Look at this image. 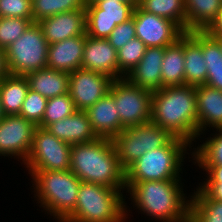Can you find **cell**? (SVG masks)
<instances>
[{"mask_svg":"<svg viewBox=\"0 0 222 222\" xmlns=\"http://www.w3.org/2000/svg\"><path fill=\"white\" fill-rule=\"evenodd\" d=\"M187 33L202 47L207 67L205 85L222 91V48L219 41L207 31Z\"/></svg>","mask_w":222,"mask_h":222,"instance_id":"cell-22","label":"cell"},{"mask_svg":"<svg viewBox=\"0 0 222 222\" xmlns=\"http://www.w3.org/2000/svg\"><path fill=\"white\" fill-rule=\"evenodd\" d=\"M207 172L206 181L204 183H222V166H199Z\"/></svg>","mask_w":222,"mask_h":222,"instance_id":"cell-39","label":"cell"},{"mask_svg":"<svg viewBox=\"0 0 222 222\" xmlns=\"http://www.w3.org/2000/svg\"><path fill=\"white\" fill-rule=\"evenodd\" d=\"M184 34L164 49L161 76L162 88L185 84Z\"/></svg>","mask_w":222,"mask_h":222,"instance_id":"cell-24","label":"cell"},{"mask_svg":"<svg viewBox=\"0 0 222 222\" xmlns=\"http://www.w3.org/2000/svg\"><path fill=\"white\" fill-rule=\"evenodd\" d=\"M45 129L70 145L87 143L98 138L92 130L86 111L81 110L47 125Z\"/></svg>","mask_w":222,"mask_h":222,"instance_id":"cell-19","label":"cell"},{"mask_svg":"<svg viewBox=\"0 0 222 222\" xmlns=\"http://www.w3.org/2000/svg\"><path fill=\"white\" fill-rule=\"evenodd\" d=\"M164 49L165 47H147L140 62L125 78L133 85L152 92L161 89Z\"/></svg>","mask_w":222,"mask_h":222,"instance_id":"cell-17","label":"cell"},{"mask_svg":"<svg viewBox=\"0 0 222 222\" xmlns=\"http://www.w3.org/2000/svg\"><path fill=\"white\" fill-rule=\"evenodd\" d=\"M138 6L145 12L172 20L186 32L185 0H138Z\"/></svg>","mask_w":222,"mask_h":222,"instance_id":"cell-28","label":"cell"},{"mask_svg":"<svg viewBox=\"0 0 222 222\" xmlns=\"http://www.w3.org/2000/svg\"><path fill=\"white\" fill-rule=\"evenodd\" d=\"M216 134L208 138L192 153L198 166H222V128H217Z\"/></svg>","mask_w":222,"mask_h":222,"instance_id":"cell-31","label":"cell"},{"mask_svg":"<svg viewBox=\"0 0 222 222\" xmlns=\"http://www.w3.org/2000/svg\"><path fill=\"white\" fill-rule=\"evenodd\" d=\"M33 177L35 197L55 219L62 222L74 209L81 180L66 171H29Z\"/></svg>","mask_w":222,"mask_h":222,"instance_id":"cell-5","label":"cell"},{"mask_svg":"<svg viewBox=\"0 0 222 222\" xmlns=\"http://www.w3.org/2000/svg\"><path fill=\"white\" fill-rule=\"evenodd\" d=\"M70 170L84 182L126 190L125 169L121 166L111 139L71 145Z\"/></svg>","mask_w":222,"mask_h":222,"instance_id":"cell-2","label":"cell"},{"mask_svg":"<svg viewBox=\"0 0 222 222\" xmlns=\"http://www.w3.org/2000/svg\"><path fill=\"white\" fill-rule=\"evenodd\" d=\"M36 125L20 115H4L0 120V156L27 160Z\"/></svg>","mask_w":222,"mask_h":222,"instance_id":"cell-14","label":"cell"},{"mask_svg":"<svg viewBox=\"0 0 222 222\" xmlns=\"http://www.w3.org/2000/svg\"><path fill=\"white\" fill-rule=\"evenodd\" d=\"M146 48L140 39L134 38L117 51L118 79L126 77L137 66Z\"/></svg>","mask_w":222,"mask_h":222,"instance_id":"cell-32","label":"cell"},{"mask_svg":"<svg viewBox=\"0 0 222 222\" xmlns=\"http://www.w3.org/2000/svg\"><path fill=\"white\" fill-rule=\"evenodd\" d=\"M151 122L191 144L198 138L196 86H171L154 91Z\"/></svg>","mask_w":222,"mask_h":222,"instance_id":"cell-1","label":"cell"},{"mask_svg":"<svg viewBox=\"0 0 222 222\" xmlns=\"http://www.w3.org/2000/svg\"><path fill=\"white\" fill-rule=\"evenodd\" d=\"M186 32L206 31L218 17L222 0H185Z\"/></svg>","mask_w":222,"mask_h":222,"instance_id":"cell-25","label":"cell"},{"mask_svg":"<svg viewBox=\"0 0 222 222\" xmlns=\"http://www.w3.org/2000/svg\"><path fill=\"white\" fill-rule=\"evenodd\" d=\"M132 16L136 38L146 47H167L185 33L172 20L145 12L138 5L134 8Z\"/></svg>","mask_w":222,"mask_h":222,"instance_id":"cell-12","label":"cell"},{"mask_svg":"<svg viewBox=\"0 0 222 222\" xmlns=\"http://www.w3.org/2000/svg\"><path fill=\"white\" fill-rule=\"evenodd\" d=\"M134 38H136V33L134 19L132 16L129 20L117 25L108 36L107 40L118 51L128 41Z\"/></svg>","mask_w":222,"mask_h":222,"instance_id":"cell-37","label":"cell"},{"mask_svg":"<svg viewBox=\"0 0 222 222\" xmlns=\"http://www.w3.org/2000/svg\"><path fill=\"white\" fill-rule=\"evenodd\" d=\"M138 3L98 1L86 4V34L90 37L107 39L115 27L132 17Z\"/></svg>","mask_w":222,"mask_h":222,"instance_id":"cell-11","label":"cell"},{"mask_svg":"<svg viewBox=\"0 0 222 222\" xmlns=\"http://www.w3.org/2000/svg\"><path fill=\"white\" fill-rule=\"evenodd\" d=\"M198 137L207 127L222 128V91L207 85L196 86Z\"/></svg>","mask_w":222,"mask_h":222,"instance_id":"cell-21","label":"cell"},{"mask_svg":"<svg viewBox=\"0 0 222 222\" xmlns=\"http://www.w3.org/2000/svg\"><path fill=\"white\" fill-rule=\"evenodd\" d=\"M32 23L33 18L0 17V48L7 49Z\"/></svg>","mask_w":222,"mask_h":222,"instance_id":"cell-34","label":"cell"},{"mask_svg":"<svg viewBox=\"0 0 222 222\" xmlns=\"http://www.w3.org/2000/svg\"><path fill=\"white\" fill-rule=\"evenodd\" d=\"M180 180L125 182L137 209L162 222H189L190 203ZM183 192V193H182Z\"/></svg>","mask_w":222,"mask_h":222,"instance_id":"cell-3","label":"cell"},{"mask_svg":"<svg viewBox=\"0 0 222 222\" xmlns=\"http://www.w3.org/2000/svg\"><path fill=\"white\" fill-rule=\"evenodd\" d=\"M86 0H32L33 22L59 13L85 9Z\"/></svg>","mask_w":222,"mask_h":222,"instance_id":"cell-30","label":"cell"},{"mask_svg":"<svg viewBox=\"0 0 222 222\" xmlns=\"http://www.w3.org/2000/svg\"><path fill=\"white\" fill-rule=\"evenodd\" d=\"M206 31L212 36H222V8L219 11L216 20Z\"/></svg>","mask_w":222,"mask_h":222,"instance_id":"cell-40","label":"cell"},{"mask_svg":"<svg viewBox=\"0 0 222 222\" xmlns=\"http://www.w3.org/2000/svg\"><path fill=\"white\" fill-rule=\"evenodd\" d=\"M174 136L152 122L127 127L111 140L121 166L126 170L148 151L165 146Z\"/></svg>","mask_w":222,"mask_h":222,"instance_id":"cell-8","label":"cell"},{"mask_svg":"<svg viewBox=\"0 0 222 222\" xmlns=\"http://www.w3.org/2000/svg\"><path fill=\"white\" fill-rule=\"evenodd\" d=\"M29 90L26 76L8 74L0 81V101L4 115H19Z\"/></svg>","mask_w":222,"mask_h":222,"instance_id":"cell-26","label":"cell"},{"mask_svg":"<svg viewBox=\"0 0 222 222\" xmlns=\"http://www.w3.org/2000/svg\"><path fill=\"white\" fill-rule=\"evenodd\" d=\"M86 33L49 44L47 68L70 74L81 68Z\"/></svg>","mask_w":222,"mask_h":222,"instance_id":"cell-18","label":"cell"},{"mask_svg":"<svg viewBox=\"0 0 222 222\" xmlns=\"http://www.w3.org/2000/svg\"><path fill=\"white\" fill-rule=\"evenodd\" d=\"M76 111L74 102L68 93L59 95L47 100L45 113L39 127L45 128L47 125L58 120L69 117Z\"/></svg>","mask_w":222,"mask_h":222,"instance_id":"cell-33","label":"cell"},{"mask_svg":"<svg viewBox=\"0 0 222 222\" xmlns=\"http://www.w3.org/2000/svg\"><path fill=\"white\" fill-rule=\"evenodd\" d=\"M70 153V144L37 126L24 165L29 171H66L70 169Z\"/></svg>","mask_w":222,"mask_h":222,"instance_id":"cell-10","label":"cell"},{"mask_svg":"<svg viewBox=\"0 0 222 222\" xmlns=\"http://www.w3.org/2000/svg\"><path fill=\"white\" fill-rule=\"evenodd\" d=\"M0 17L33 18L32 0H0Z\"/></svg>","mask_w":222,"mask_h":222,"instance_id":"cell-36","label":"cell"},{"mask_svg":"<svg viewBox=\"0 0 222 222\" xmlns=\"http://www.w3.org/2000/svg\"><path fill=\"white\" fill-rule=\"evenodd\" d=\"M189 198V222H222V202L210 199L199 187Z\"/></svg>","mask_w":222,"mask_h":222,"instance_id":"cell-29","label":"cell"},{"mask_svg":"<svg viewBox=\"0 0 222 222\" xmlns=\"http://www.w3.org/2000/svg\"><path fill=\"white\" fill-rule=\"evenodd\" d=\"M184 61L185 84L204 85L207 81V67L202 47L187 32L184 33Z\"/></svg>","mask_w":222,"mask_h":222,"instance_id":"cell-27","label":"cell"},{"mask_svg":"<svg viewBox=\"0 0 222 222\" xmlns=\"http://www.w3.org/2000/svg\"><path fill=\"white\" fill-rule=\"evenodd\" d=\"M47 100L41 94L29 89L19 115L39 126L45 113Z\"/></svg>","mask_w":222,"mask_h":222,"instance_id":"cell-35","label":"cell"},{"mask_svg":"<svg viewBox=\"0 0 222 222\" xmlns=\"http://www.w3.org/2000/svg\"><path fill=\"white\" fill-rule=\"evenodd\" d=\"M29 89L49 99L68 93L69 74L51 68H43L26 75Z\"/></svg>","mask_w":222,"mask_h":222,"instance_id":"cell-23","label":"cell"},{"mask_svg":"<svg viewBox=\"0 0 222 222\" xmlns=\"http://www.w3.org/2000/svg\"><path fill=\"white\" fill-rule=\"evenodd\" d=\"M199 188L210 199L222 202V183H202Z\"/></svg>","mask_w":222,"mask_h":222,"instance_id":"cell-38","label":"cell"},{"mask_svg":"<svg viewBox=\"0 0 222 222\" xmlns=\"http://www.w3.org/2000/svg\"><path fill=\"white\" fill-rule=\"evenodd\" d=\"M3 116H4V113H3L1 101H0V120L3 118Z\"/></svg>","mask_w":222,"mask_h":222,"instance_id":"cell-44","label":"cell"},{"mask_svg":"<svg viewBox=\"0 0 222 222\" xmlns=\"http://www.w3.org/2000/svg\"><path fill=\"white\" fill-rule=\"evenodd\" d=\"M113 80L106 74L83 68L71 72L68 92L76 110L86 111L93 106L109 92Z\"/></svg>","mask_w":222,"mask_h":222,"instance_id":"cell-13","label":"cell"},{"mask_svg":"<svg viewBox=\"0 0 222 222\" xmlns=\"http://www.w3.org/2000/svg\"><path fill=\"white\" fill-rule=\"evenodd\" d=\"M9 74L5 50L0 48V81Z\"/></svg>","mask_w":222,"mask_h":222,"instance_id":"cell-41","label":"cell"},{"mask_svg":"<svg viewBox=\"0 0 222 222\" xmlns=\"http://www.w3.org/2000/svg\"><path fill=\"white\" fill-rule=\"evenodd\" d=\"M93 132L98 138L112 139L121 133V121L114 98L108 92L86 110Z\"/></svg>","mask_w":222,"mask_h":222,"instance_id":"cell-20","label":"cell"},{"mask_svg":"<svg viewBox=\"0 0 222 222\" xmlns=\"http://www.w3.org/2000/svg\"><path fill=\"white\" fill-rule=\"evenodd\" d=\"M124 200L118 189L82 181L75 209L62 222H124Z\"/></svg>","mask_w":222,"mask_h":222,"instance_id":"cell-4","label":"cell"},{"mask_svg":"<svg viewBox=\"0 0 222 222\" xmlns=\"http://www.w3.org/2000/svg\"><path fill=\"white\" fill-rule=\"evenodd\" d=\"M81 68L106 74L114 80L118 79L117 50L107 39L86 34Z\"/></svg>","mask_w":222,"mask_h":222,"instance_id":"cell-16","label":"cell"},{"mask_svg":"<svg viewBox=\"0 0 222 222\" xmlns=\"http://www.w3.org/2000/svg\"><path fill=\"white\" fill-rule=\"evenodd\" d=\"M98 1H103V0H86V4H96ZM112 2H122V3H138V0H108Z\"/></svg>","mask_w":222,"mask_h":222,"instance_id":"cell-42","label":"cell"},{"mask_svg":"<svg viewBox=\"0 0 222 222\" xmlns=\"http://www.w3.org/2000/svg\"><path fill=\"white\" fill-rule=\"evenodd\" d=\"M189 145L174 136L165 146L146 152L125 170V182L180 180V167Z\"/></svg>","mask_w":222,"mask_h":222,"instance_id":"cell-6","label":"cell"},{"mask_svg":"<svg viewBox=\"0 0 222 222\" xmlns=\"http://www.w3.org/2000/svg\"><path fill=\"white\" fill-rule=\"evenodd\" d=\"M220 43L221 48H222V36H214Z\"/></svg>","mask_w":222,"mask_h":222,"instance_id":"cell-43","label":"cell"},{"mask_svg":"<svg viewBox=\"0 0 222 222\" xmlns=\"http://www.w3.org/2000/svg\"><path fill=\"white\" fill-rule=\"evenodd\" d=\"M48 42L37 22H33L5 49L9 74L26 76L47 67Z\"/></svg>","mask_w":222,"mask_h":222,"instance_id":"cell-7","label":"cell"},{"mask_svg":"<svg viewBox=\"0 0 222 222\" xmlns=\"http://www.w3.org/2000/svg\"><path fill=\"white\" fill-rule=\"evenodd\" d=\"M48 44L86 33V11L78 9L59 13L38 22Z\"/></svg>","mask_w":222,"mask_h":222,"instance_id":"cell-15","label":"cell"},{"mask_svg":"<svg viewBox=\"0 0 222 222\" xmlns=\"http://www.w3.org/2000/svg\"><path fill=\"white\" fill-rule=\"evenodd\" d=\"M109 93L116 104L121 132L151 122L152 91L133 85L124 77L113 80Z\"/></svg>","mask_w":222,"mask_h":222,"instance_id":"cell-9","label":"cell"}]
</instances>
